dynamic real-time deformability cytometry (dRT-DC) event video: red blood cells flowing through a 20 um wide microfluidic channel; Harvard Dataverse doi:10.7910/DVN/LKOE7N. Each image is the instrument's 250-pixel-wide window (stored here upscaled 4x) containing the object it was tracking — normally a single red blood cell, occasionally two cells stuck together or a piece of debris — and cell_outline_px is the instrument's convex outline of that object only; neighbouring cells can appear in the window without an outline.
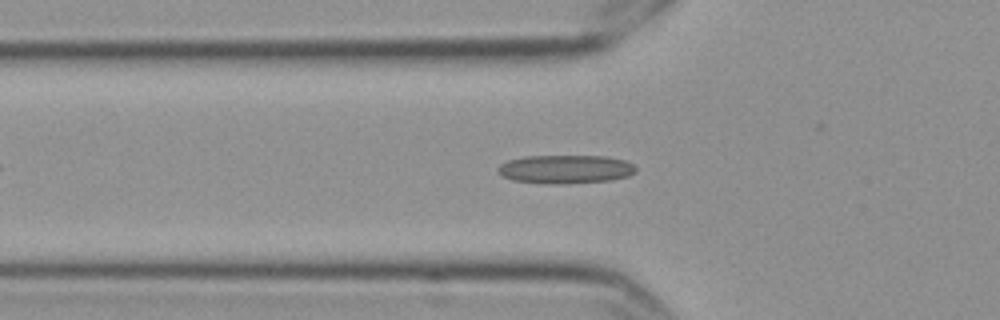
{"species": "Egyptian fruit bat (a non-hibernating species)", "species_latin": "Rousettus aegyptiacus", "temperature_condition": "cold", "stored_images_in_passage": 47, "camera_frame_rate_fps": 3000, "um_per_image_px": 0.085, "frame": {"image": 1, "passage_image": 9, "time_ms": 2.667, "image_size_px": [1000, 320], "cell_outline_px": [[636, 172], [628, 176], [612, 180], [564, 184], [548, 184], [512, 180], [504, 176], [500, 172], [500, 164], [508, 160], [524, 156], [604, 156], [624, 160], [632, 164], [636, 168]], "centroid_in_image_um": [48.1, 14.38], "position_along_channel_um": 77.7, "area_um2": 22.89}}
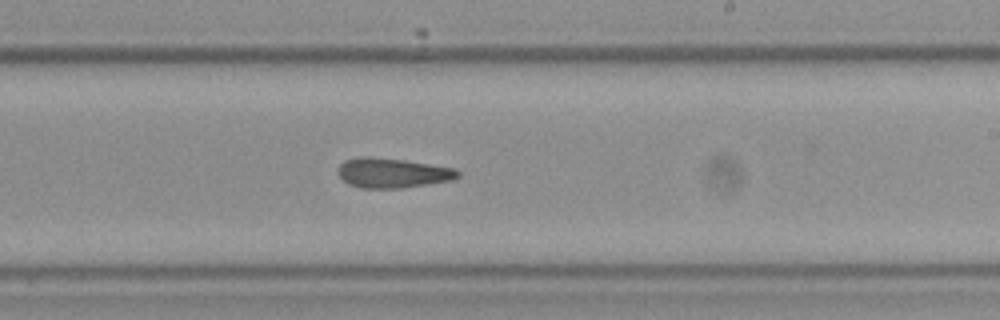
{"frame": {"image": 2, "passage_image": 24, "time_ms": 7.667, "image_size_px": [1000, 320], "cell_outline_px": [[460, 176], [452, 180], [428, 184], [400, 188], [360, 188], [348, 184], [336, 172], [340, 164], [344, 160], [360, 156], [368, 156], [404, 160], [452, 168], [460, 172]], "centroid_in_image_um": [33.31, 14.7], "position_along_channel_um": 255.7, "area_um2": 20.75}}
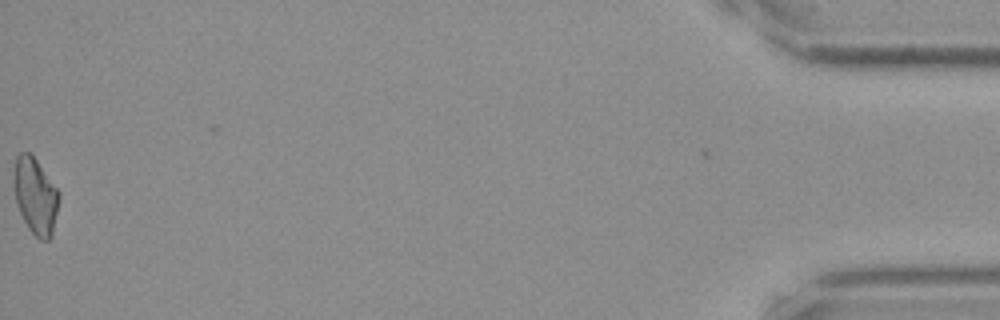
{"frame": {"image": 3, "passage_image": 47, "time_ms": 15.333, "image_size_px": [1000, 320], "cell_outline_px": [[60, 196], [52, 236], [48, 240], [40, 240], [28, 228], [16, 204], [12, 172], [16, 156], [20, 152], [28, 152], [36, 160], [60, 192]], "centroid_in_image_um": [3.0, 16.65], "position_along_channel_um": 432.2, "area_um2": 20.17}, "authors_computed_cell_mechanics": {"area_um2": 20.7502, "velocity_mm_per_s": 3.54, "shape_relaxation_time_tau1_ms": null, "shape_relaxation_time_tau2_ms": 5.8832, "deformation_change_tau1": null, "deformation_change_tau2": 0.1513}}